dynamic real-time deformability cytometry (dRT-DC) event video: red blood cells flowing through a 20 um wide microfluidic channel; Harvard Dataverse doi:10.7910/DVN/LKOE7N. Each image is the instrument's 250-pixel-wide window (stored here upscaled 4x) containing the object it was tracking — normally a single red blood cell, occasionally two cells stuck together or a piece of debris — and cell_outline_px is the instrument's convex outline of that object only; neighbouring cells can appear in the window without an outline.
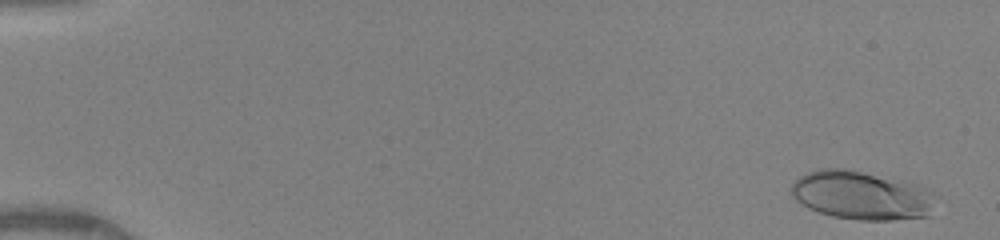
{"species": "human", "species_latin": "Homo sapiens", "temperature_condition": "warm", "stored_images_in_passage": 44, "camera_frame_rate_fps": 3000, "um_per_image_px": 0.085, "donor": {"sex": "female"}, "frame": {"image": 1, "passage_image": 3, "time_ms": 0.667, "image_size_px": [1000, 240], "cell_outline_px": [[932, 192], [928, 216], [892, 220], [860, 220], [832, 216], [808, 208], [796, 200], [792, 196], [792, 184], [800, 176], [808, 172], [820, 168], [844, 168], [916, 184]], "centroid_in_image_um": [73.15, 16.6], "position_along_channel_um": 11.9, "area_um2": 40.11}}
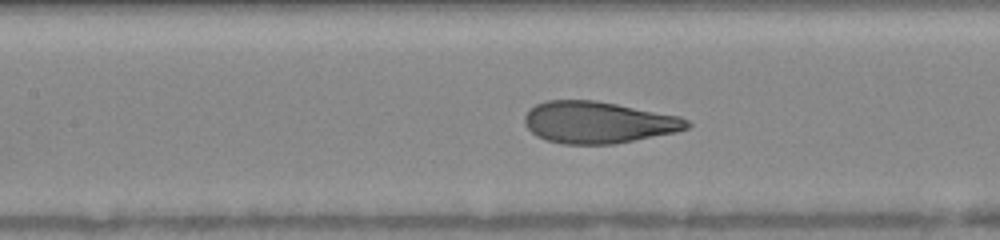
{"frame": {"image": 2, "passage_image": 25, "time_ms": 8.0, "image_size_px": [1000, 240], "cell_outline_px": [[692, 124], [688, 128], [676, 132], [616, 144], [564, 144], [548, 140], [536, 136], [524, 124], [524, 116], [528, 108], [544, 100], [596, 100], [680, 116], [688, 120]], "centroid_in_image_um": [50.83, 10.4], "position_along_channel_um": 156.6, "area_um2": 39.77}}
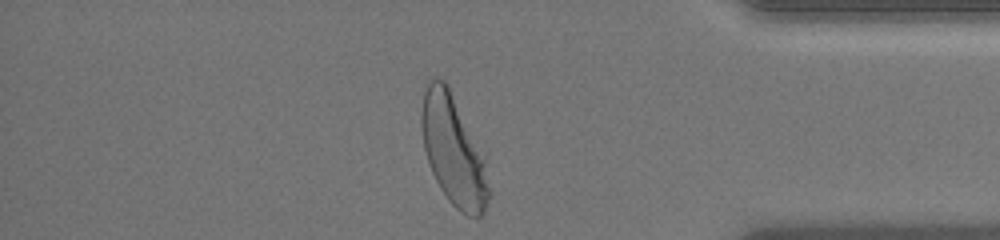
{"frame": {"image": 3, "passage_image": 44, "time_ms": 14.333, "image_size_px": [1000, 240], "cell_outline_px": [[492, 196], [484, 212], [480, 216], [468, 216], [460, 212], [448, 200], [440, 188], [432, 172], [424, 148], [420, 128], [420, 112], [424, 92], [428, 80], [432, 76], [444, 80], [448, 84], [488, 156], [492, 192]], "centroid_in_image_um": [38.62, 12.78], "position_along_channel_um": 396.6, "area_um2": 45.26}, "authors_computed_cell_mechanics": {"area_um2": 39.1884, "velocity_mm_per_s": 4.0991, "shape_relaxation_time_tau1_ms": 3.5441, "shape_relaxation_time_tau2_ms": null, "deformation_change_tau1": 0.2011, "deformation_change_tau2": null}}